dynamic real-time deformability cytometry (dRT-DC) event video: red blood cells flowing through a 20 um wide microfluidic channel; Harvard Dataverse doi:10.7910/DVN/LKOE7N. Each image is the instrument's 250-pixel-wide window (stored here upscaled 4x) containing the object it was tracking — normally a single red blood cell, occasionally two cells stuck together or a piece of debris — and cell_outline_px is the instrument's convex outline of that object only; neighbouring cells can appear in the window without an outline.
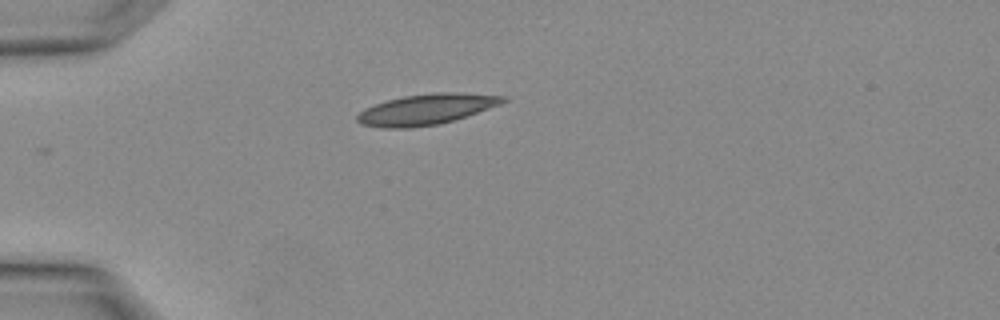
{"species": "Egyptian fruit bat (a non-hibernating species)", "species_latin": "Rousettus aegyptiacus", "temperature_condition": "warm", "stored_images_in_passage": 5, "camera_frame_rate_fps": 3000, "um_per_image_px": 0.085, "animal": {"sex": "female"}, "frame": {"image": 1, "passage_image": 5, "time_ms": 1.333, "image_size_px": [1000, 320], "cell_outline_px": [[508, 100], [500, 104], [440, 124], [408, 128], [380, 128], [360, 124], [356, 120], [356, 116], [364, 108], [388, 100], [404, 96], [440, 92], [452, 92], [508, 96]], "centroid_in_image_um": [36.2, 9.3], "position_along_channel_um": 48.8, "area_um2": 25.78}}